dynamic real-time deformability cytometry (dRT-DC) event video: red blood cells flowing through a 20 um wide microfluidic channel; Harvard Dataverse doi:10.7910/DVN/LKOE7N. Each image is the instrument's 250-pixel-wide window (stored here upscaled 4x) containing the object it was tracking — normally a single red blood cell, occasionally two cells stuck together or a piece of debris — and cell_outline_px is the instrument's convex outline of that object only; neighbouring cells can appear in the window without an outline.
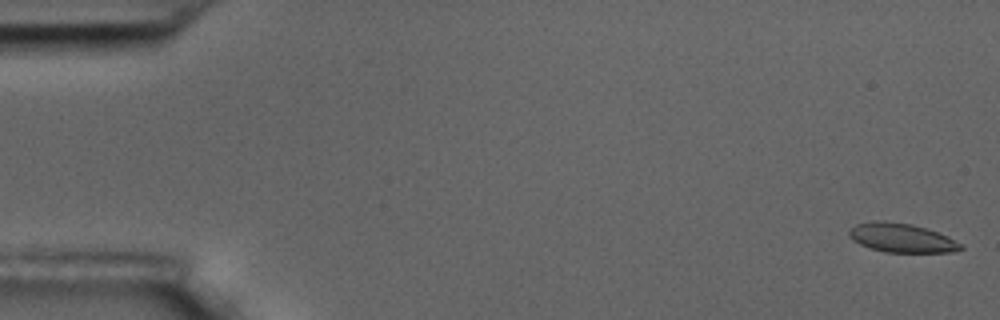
{"species": "common noctule bat (a hibernating species)", "species_latin": "Nyctalus noctula", "temperature_condition": "room temperature", "stored_images_in_passage": 5, "camera_frame_rate_fps": 3000, "um_per_image_px": 0.085, "animal": {"sex": "male", "body_mass_g": 17.5, "forearm_length_mm": 52.3}, "frame": {"image": 1, "passage_image": 1, "time_ms": 0.0, "image_size_px": [1000, 320], "cell_outline_px": [[964, 248], [952, 252], [884, 252], [868, 248], [852, 240], [848, 236], [848, 232], [856, 224], [876, 220], [884, 220], [912, 224], [928, 228], [948, 236], [964, 244]], "centroid_in_image_um": [76.65, 20.21], "position_along_channel_um": 8.3, "area_um2": 19.19}}
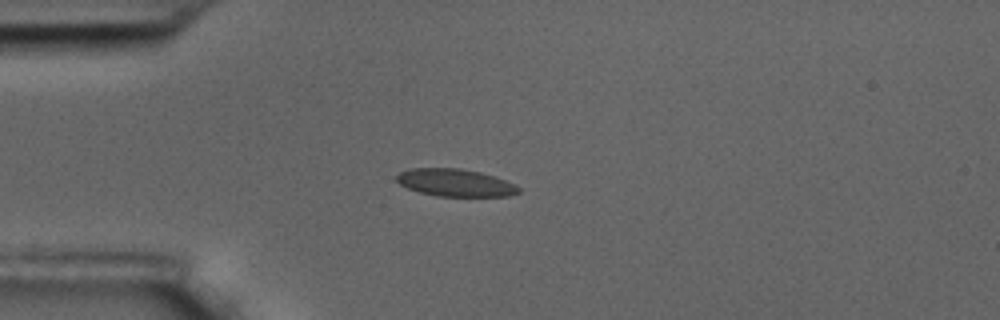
{"frame": {"image": 2, "passage_image": 5, "time_ms": 1.333, "image_size_px": [1000, 320], "cell_outline_px": [[520, 192], [508, 196], [436, 196], [420, 192], [408, 188], [400, 184], [396, 180], [396, 176], [400, 172], [408, 168], [460, 168], [480, 172], [504, 180], [520, 188]], "centroid_in_image_um": [38.66, 15.52], "position_along_channel_um": 46.3, "area_um2": 19.36}}